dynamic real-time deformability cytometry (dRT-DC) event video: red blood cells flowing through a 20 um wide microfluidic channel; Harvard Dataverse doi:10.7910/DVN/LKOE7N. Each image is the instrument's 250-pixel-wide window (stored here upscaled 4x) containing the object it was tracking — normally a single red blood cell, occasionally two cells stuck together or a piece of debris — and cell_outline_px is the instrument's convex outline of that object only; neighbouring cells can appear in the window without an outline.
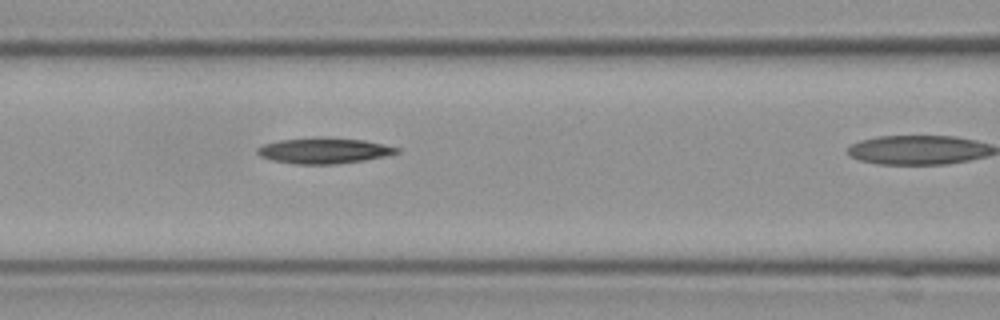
{"species": "Egyptian fruit bat (a non-hibernating species)", "species_latin": "Rousettus aegyptiacus", "temperature_condition": "cold", "stored_images_in_passage": 6, "camera_frame_rate_fps": 3000, "um_per_image_px": 0.085, "frame": {"image": 1, "passage_image": 5, "time_ms": 1.333, "image_size_px": [1000, 320], "cell_outline_px": [[400, 152], [384, 156], [364, 160], [336, 164], [296, 164], [272, 160], [260, 156], [256, 152], [256, 148], [264, 144], [280, 140], [316, 136], [324, 136], [364, 140], [384, 144], [400, 148]], "centroid_in_image_um": [27.53, 12.79], "position_along_channel_um": 139.1, "area_um2": 21.15}}